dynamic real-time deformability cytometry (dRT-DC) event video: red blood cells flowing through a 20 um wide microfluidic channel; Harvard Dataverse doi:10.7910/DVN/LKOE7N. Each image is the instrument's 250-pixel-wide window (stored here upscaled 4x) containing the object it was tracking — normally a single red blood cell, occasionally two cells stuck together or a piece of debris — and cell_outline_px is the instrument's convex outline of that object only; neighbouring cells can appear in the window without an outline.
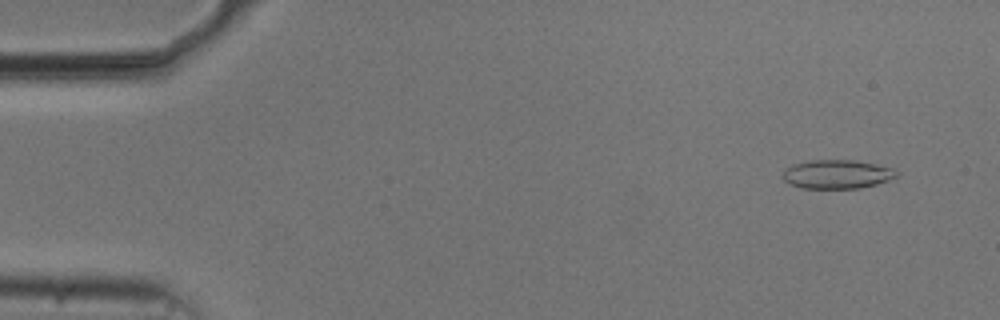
{"species": "common noctule bat (a hibernating species)", "species_latin": "Nyctalus noctula", "temperature_condition": "cold", "stored_images_in_passage": 54, "camera_frame_rate_fps": 3000, "um_per_image_px": 0.085, "animal": {"sex": "male", "body_mass_g": 20.5, "forearm_length_mm": 52.5}, "frame": {"image": 1, "passage_image": 4, "time_ms": 1.0, "image_size_px": [1000, 320], "cell_outline_px": [[900, 172], [896, 176], [888, 180], [876, 184], [860, 188], [800, 188], [788, 184], [784, 180], [784, 172], [792, 164], [808, 160], [856, 160], [876, 164], [892, 168]], "centroid_in_image_um": [71.15, 14.8], "position_along_channel_um": 13.8, "area_um2": 19.13}}
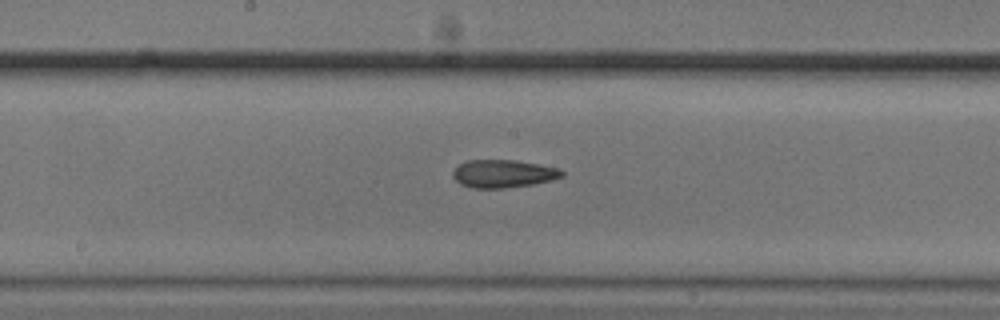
{"frame": {"image": 2, "passage_image": 28, "time_ms": 9.0, "image_size_px": [1000, 320], "cell_outline_px": [[564, 176], [552, 180], [532, 184], [504, 188], [472, 188], [460, 184], [452, 176], [452, 172], [460, 164], [468, 160], [516, 160], [540, 164], [560, 168], [564, 172]], "centroid_in_image_um": [42.8, 14.76], "position_along_channel_um": 205.4, "area_um2": 17.8}}
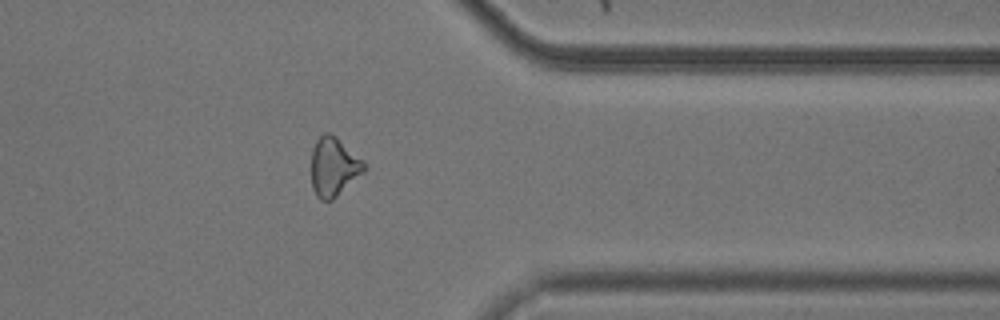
{"frame": {"image": 3, "passage_image": 43, "time_ms": 14.0, "image_size_px": [1000, 320], "cell_outline_px": [[364, 172], [332, 200], [320, 200], [316, 196], [312, 188], [312, 148], [316, 140], [324, 132], [332, 132], [364, 164]], "centroid_in_image_um": [28.31, 14.18], "position_along_channel_um": 383.1, "area_um2": 17.74}, "authors_computed_cell_mechanics": {"area_um2": 18.0336, "velocity_mm_per_s": 3.7555, "shape_relaxation_time_tau1_ms": 3.321, "shape_relaxation_time_tau2_ms": 3.8144, "deformation_change_tau1": 0.0955, "deformation_change_tau2": 0.1299}}